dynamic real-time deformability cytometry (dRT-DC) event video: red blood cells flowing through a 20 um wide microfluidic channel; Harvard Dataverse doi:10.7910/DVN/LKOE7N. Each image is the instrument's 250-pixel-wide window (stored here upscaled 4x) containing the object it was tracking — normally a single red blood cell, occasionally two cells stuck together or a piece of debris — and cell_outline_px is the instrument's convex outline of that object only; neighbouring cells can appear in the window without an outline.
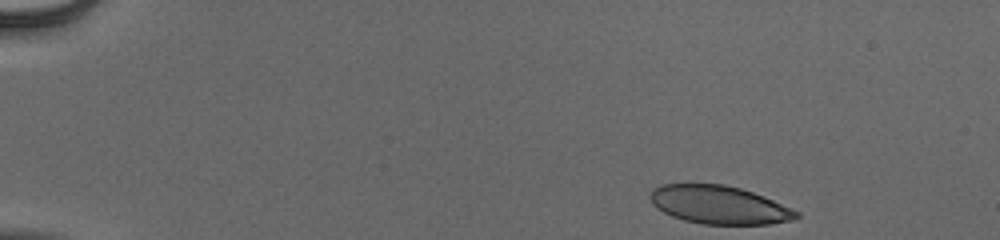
{"species": "human", "species_latin": "Homo sapiens", "temperature_condition": "cold", "stored_images_in_passage": 48, "camera_frame_rate_fps": 3000, "um_per_image_px": 0.085, "donor": {"sex": "male"}, "frame": {"image": 1, "passage_image": 1, "time_ms": 0.0, "image_size_px": [1000, 240], "cell_outline_px": [[800, 216], [792, 220], [768, 224], [704, 224], [684, 220], [672, 216], [656, 208], [652, 204], [648, 196], [652, 188], [660, 184], [724, 184], [740, 188], [764, 196], [792, 208], [800, 212]], "centroid_in_image_um": [61.1, 17.4], "position_along_channel_um": 23.9, "area_um2": 32.71}}
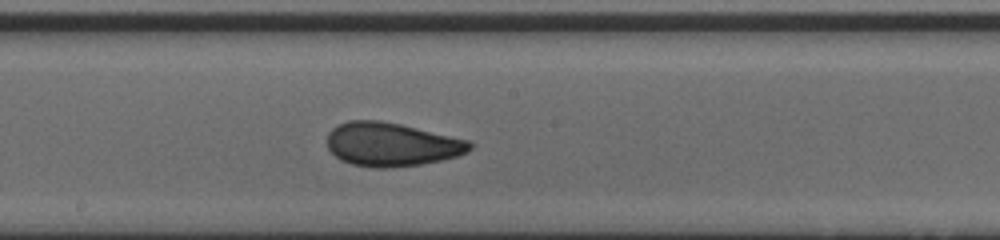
{"frame": {"image": 2, "passage_image": 25, "time_ms": 8.0, "image_size_px": [1000, 240], "cell_outline_px": [[472, 148], [468, 152], [444, 160], [420, 164], [388, 168], [372, 168], [352, 164], [340, 160], [328, 148], [328, 132], [332, 128], [348, 120], [380, 120], [400, 124], [472, 140]], "centroid_in_image_um": [33.31, 12.27], "position_along_channel_um": 214.9, "area_um2": 36.53}}
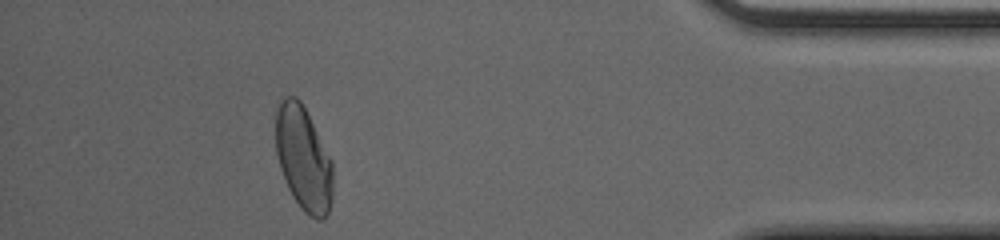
{"frame": {"image": 3, "passage_image": 43, "time_ms": 14.0, "image_size_px": [1000, 240], "cell_outline_px": [[332, 200], [328, 212], [320, 220], [316, 220], [304, 212], [300, 208], [292, 196], [288, 188], [280, 168], [276, 152], [276, 104], [284, 96], [296, 96], [300, 100], [332, 160]], "centroid_in_image_um": [25.77, 13.47], "position_along_channel_um": 409.4, "area_um2": 34.74}, "authors_computed_cell_mechanics": {"area_um2": 35.2869, "velocity_mm_per_s": 3.906, "shape_relaxation_time_tau1_ms": 4.753, "shape_relaxation_time_tau2_ms": 0.9127, "deformation_change_tau1": 0.1479, "deformation_change_tau2": 0.067}}